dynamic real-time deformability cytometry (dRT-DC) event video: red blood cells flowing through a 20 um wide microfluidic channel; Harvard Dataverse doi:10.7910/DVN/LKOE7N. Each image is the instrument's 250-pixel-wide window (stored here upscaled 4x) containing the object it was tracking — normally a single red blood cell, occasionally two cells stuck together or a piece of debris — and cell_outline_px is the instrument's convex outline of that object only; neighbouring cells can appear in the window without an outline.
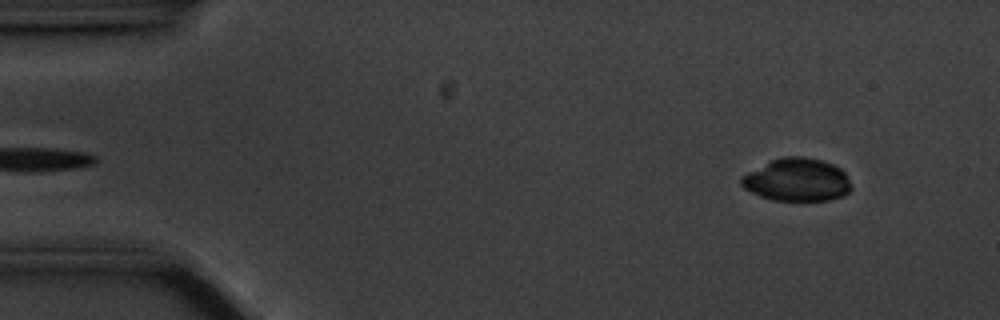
{"species": "common noctule bat (a hibernating species)", "species_latin": "Nyctalus noctula", "temperature_condition": "cold", "stored_images_in_passage": 54, "camera_frame_rate_fps": 3000, "um_per_image_px": 0.085, "animal": {"sex": "male", "body_mass_g": 20.1, "forearm_length_mm": 53.5}, "frame": {"image": 1, "passage_image": 3, "time_ms": 0.667, "image_size_px": [1000, 320], "cell_outline_px": [[852, 188], [844, 196], [828, 200], [772, 200], [760, 196], [744, 188], [740, 184], [740, 176], [772, 160], [784, 156], [804, 156], [820, 160], [832, 164], [840, 168], [848, 176]], "centroid_in_image_um": [67.75, 15.29], "position_along_channel_um": 17.2, "area_um2": 27.46}}
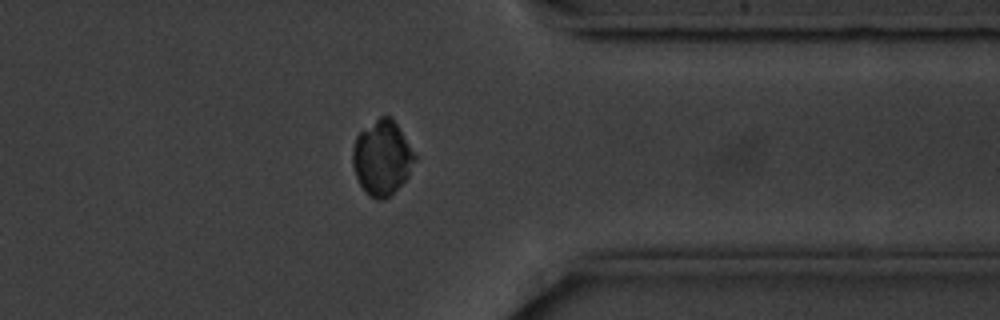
{"frame": {"image": 2, "passage_image": 42, "time_ms": 13.667, "image_size_px": [1000, 320], "cell_outline_px": [[416, 160], [408, 176], [384, 200], [376, 200], [368, 196], [364, 192], [356, 176], [352, 164], [352, 148], [356, 136], [360, 132], [380, 116], [392, 116], [416, 156]], "centroid_in_image_um": [32.45, 13.42], "position_along_channel_um": 378.9, "area_um2": 26.93}}
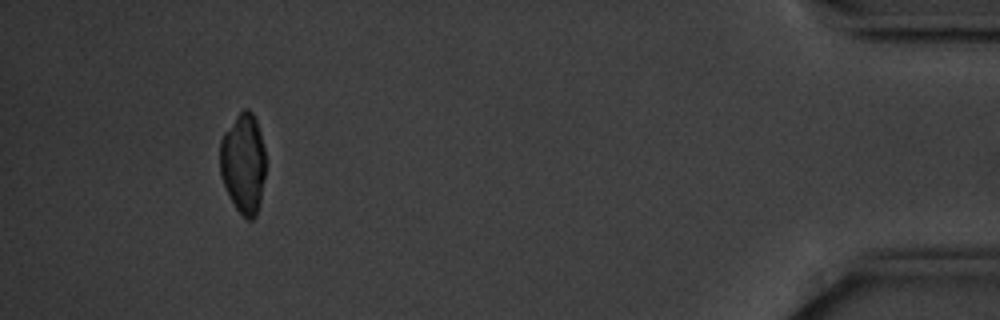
{"frame": {"image": 3, "passage_image": 50, "time_ms": 16.333, "image_size_px": [1000, 320], "cell_outline_px": [[264, 176], [260, 200], [256, 216], [252, 220], [248, 220], [236, 208], [220, 176], [220, 140], [224, 132], [236, 116], [244, 108], [248, 108], [252, 112], [256, 120], [260, 132], [264, 148]], "centroid_in_image_um": [20.67, 13.85], "position_along_channel_um": 414.5, "area_um2": 26.36}, "authors_computed_cell_mechanics": {"area_um2": 28.6977, "velocity_mm_per_s": 3.5327, "shape_relaxation_time_tau1_ms": 4.4133, "shape_relaxation_time_tau2_ms": null, "deformation_change_tau1": 0.1385, "deformation_change_tau2": null}}